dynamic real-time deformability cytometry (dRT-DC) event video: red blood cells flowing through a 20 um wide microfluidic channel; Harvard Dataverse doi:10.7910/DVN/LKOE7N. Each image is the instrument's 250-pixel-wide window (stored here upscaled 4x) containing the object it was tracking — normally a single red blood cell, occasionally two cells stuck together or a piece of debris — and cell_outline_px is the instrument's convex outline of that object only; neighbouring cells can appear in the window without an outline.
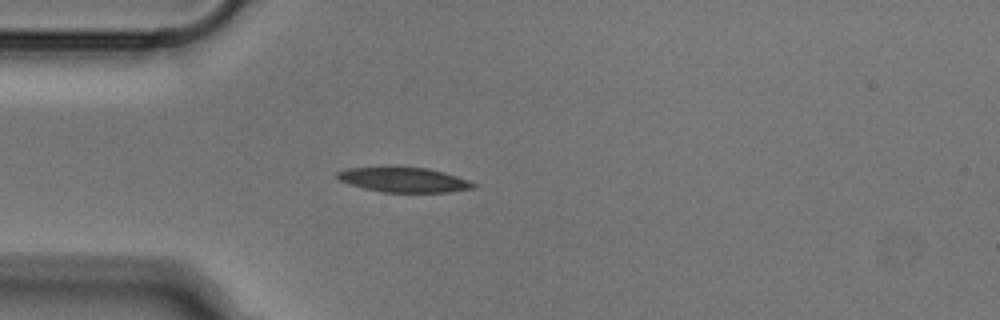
{"species": "Egyptian fruit bat (a non-hibernating species)", "species_latin": "Rousettus aegyptiacus", "temperature_condition": "cold", "stored_images_in_passage": 45, "camera_frame_rate_fps": 3000, "um_per_image_px": 0.085, "animal": {"sex": "male"}, "frame": {"image": 1, "passage_image": 7, "time_ms": 2.0, "image_size_px": [1000, 320], "cell_outline_px": [[476, 188], [448, 192], [380, 192], [364, 188], [340, 180], [336, 176], [336, 172], [348, 168], [388, 164], [428, 168], [444, 172], [468, 180], [476, 184]], "centroid_in_image_um": [34.29, 15.23], "position_along_channel_um": 50.7, "area_um2": 20.4}}
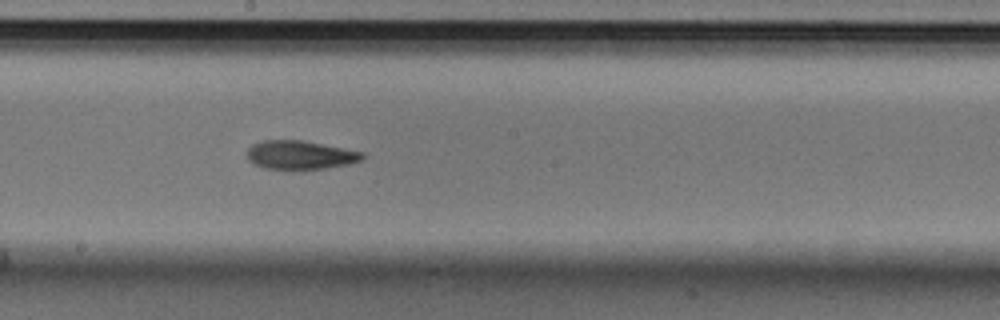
{"frame": {"image": 2, "passage_image": 21, "time_ms": 6.667, "image_size_px": [1000, 320], "cell_outline_px": [[364, 160], [348, 164], [324, 168], [292, 172], [288, 172], [264, 168], [252, 164], [248, 160], [248, 148], [252, 144], [264, 140], [300, 140], [364, 152]], "centroid_in_image_um": [25.48, 13.22], "position_along_channel_um": 222.7, "area_um2": 19.88}}
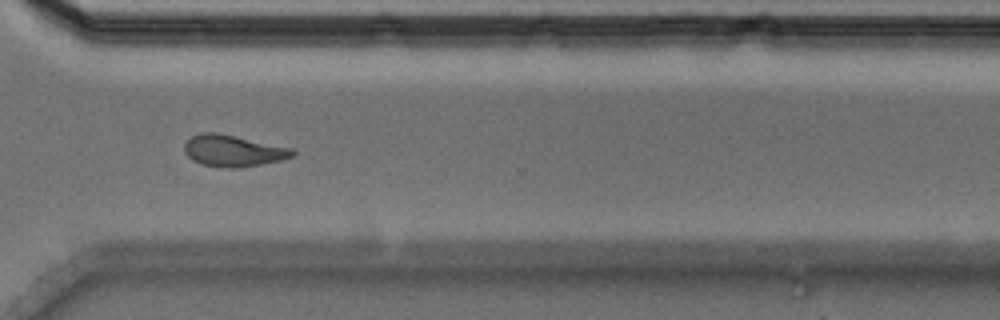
{"frame": {"image": 3, "passage_image": 31, "time_ms": 10.0, "image_size_px": [1000, 320], "cell_outline_px": [[296, 156], [280, 160], [260, 164], [236, 168], [224, 168], [200, 164], [192, 160], [184, 152], [184, 144], [192, 136], [200, 132], [216, 132], [292, 148], [296, 152]], "centroid_in_image_um": [19.8, 12.82], "position_along_channel_um": 350.8, "area_um2": 19.88}}